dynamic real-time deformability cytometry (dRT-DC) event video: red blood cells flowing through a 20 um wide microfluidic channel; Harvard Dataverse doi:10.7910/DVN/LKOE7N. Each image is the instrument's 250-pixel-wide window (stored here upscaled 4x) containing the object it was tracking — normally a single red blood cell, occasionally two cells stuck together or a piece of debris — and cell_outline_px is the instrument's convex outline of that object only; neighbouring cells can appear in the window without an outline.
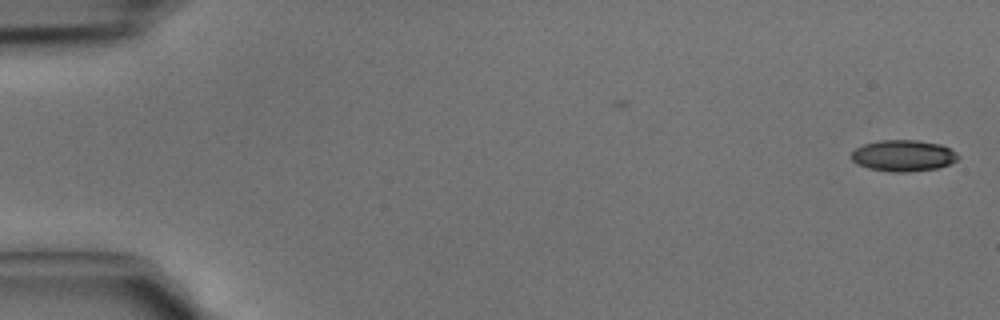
{"species": "common noctule bat (a hibernating species)", "species_latin": "Nyctalus noctula", "temperature_condition": "cold", "stored_images_in_passage": 5, "camera_frame_rate_fps": 3000, "um_per_image_px": 0.085, "animal": {"sex": "male", "body_mass_g": 15.6}, "frame": {"image": 1, "passage_image": 5, "time_ms": 1.333, "image_size_px": [1000, 320], "cell_outline_px": [[960, 156], [956, 160], [948, 164], [936, 168], [908, 172], [892, 172], [868, 168], [856, 164], [848, 156], [856, 148], [864, 144], [880, 140], [916, 140], [940, 144], [956, 152]], "centroid_in_image_um": [76.73, 13.23], "position_along_channel_um": 8.3, "area_um2": 19.48}}